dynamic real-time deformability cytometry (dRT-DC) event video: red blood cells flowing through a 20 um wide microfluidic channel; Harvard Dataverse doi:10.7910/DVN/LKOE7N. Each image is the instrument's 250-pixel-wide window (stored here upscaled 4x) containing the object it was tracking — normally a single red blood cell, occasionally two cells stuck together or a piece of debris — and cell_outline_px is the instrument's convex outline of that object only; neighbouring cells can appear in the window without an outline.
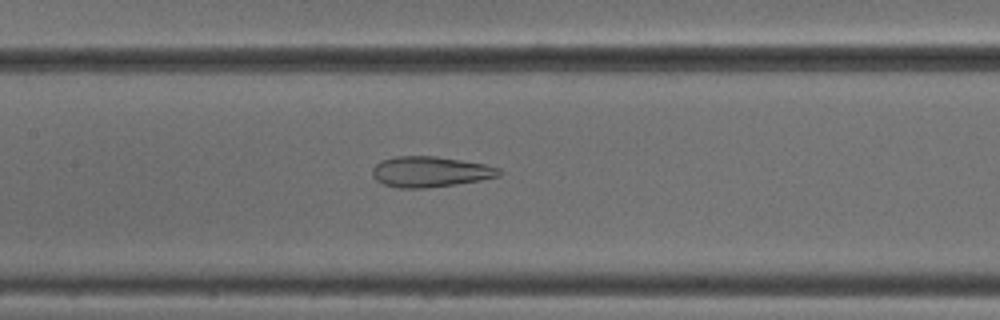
{"species": "common noctule bat (a hibernating species)", "species_latin": "Nyctalus noctula", "temperature_condition": "cold", "stored_images_in_passage": 43, "camera_frame_rate_fps": 3000, "um_per_image_px": 0.085, "animal": {"sex": "male", "body_mass_g": 18.8}, "frame": {"image": 1, "passage_image": 16, "time_ms": 5.0, "image_size_px": [1000, 320], "cell_outline_px": [[504, 172], [500, 176], [480, 180], [424, 188], [400, 188], [384, 184], [376, 180], [372, 176], [372, 168], [380, 160], [396, 156], [436, 156], [484, 164], [500, 168]], "centroid_in_image_um": [36.55, 14.59], "position_along_channel_um": 170.8, "area_um2": 22.54}}
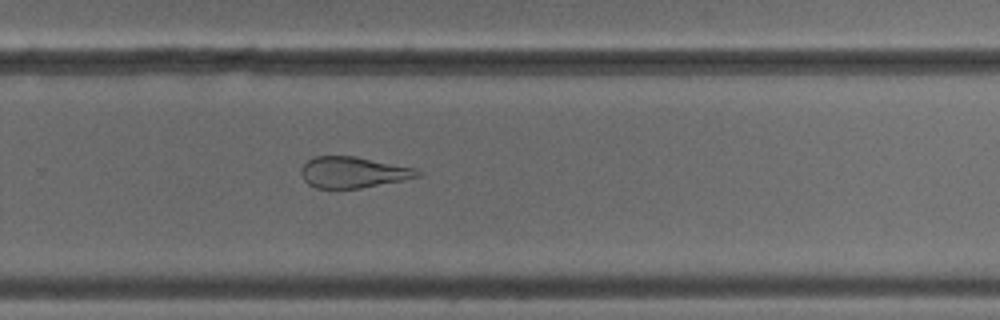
{"frame": {"image": 2, "passage_image": 26, "time_ms": 8.333, "image_size_px": [1000, 320], "cell_outline_px": [[424, 172], [420, 176], [404, 180], [360, 188], [316, 188], [308, 184], [304, 180], [300, 172], [300, 168], [308, 160], [316, 156], [356, 156], [416, 168]], "centroid_in_image_um": [30.04, 14.64], "position_along_channel_um": 299.8, "area_um2": 21.21}}
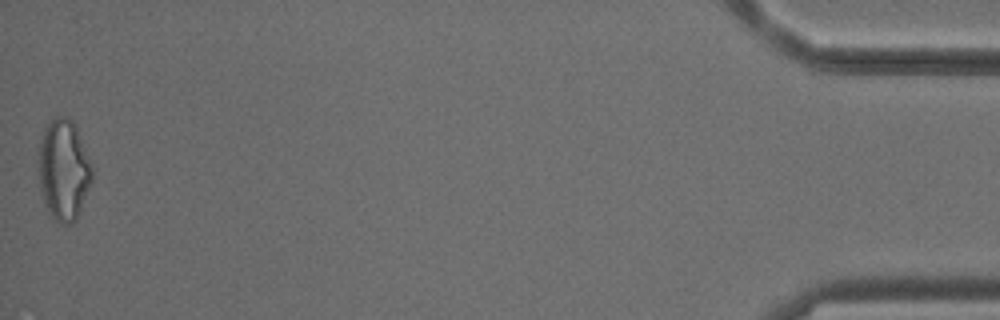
{"frame": {"image": 3, "passage_image": 43, "time_ms": 14.0, "image_size_px": [1000, 320], "cell_outline_px": [[96, 168], [92, 180], [80, 212], [76, 220], [72, 224], [60, 224], [52, 216], [44, 204], [40, 188], [36, 152], [44, 128], [56, 116], [68, 116], [72, 120]], "centroid_in_image_um": [5.42, 14.43], "position_along_channel_um": 429.8, "area_um2": 32.43}, "authors_computed_cell_mechanics": {"area_um2": 26.5302, "velocity_mm_per_s": 3.8833, "shape_relaxation_time_tau1_ms": null, "shape_relaxation_time_tau2_ms": 2.2641, "deformation_change_tau1": null, "deformation_change_tau2": 0.1224}}